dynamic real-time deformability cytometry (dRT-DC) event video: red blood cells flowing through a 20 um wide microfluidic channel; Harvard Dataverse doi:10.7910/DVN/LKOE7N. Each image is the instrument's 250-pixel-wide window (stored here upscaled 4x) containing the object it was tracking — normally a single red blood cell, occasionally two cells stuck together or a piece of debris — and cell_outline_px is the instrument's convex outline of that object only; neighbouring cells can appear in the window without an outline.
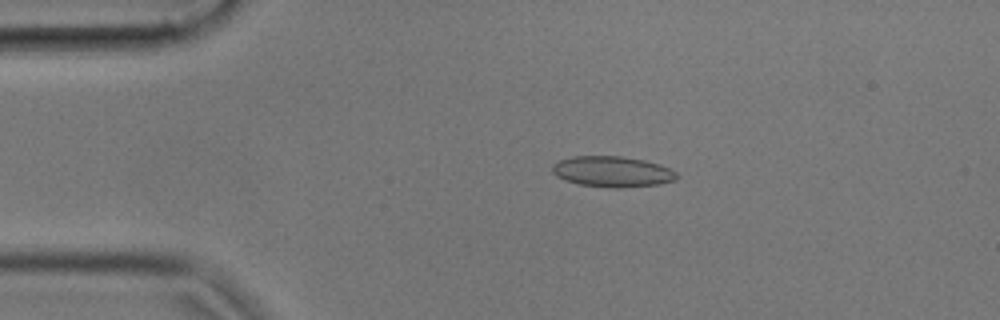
{"species": "common noctule bat (a hibernating species)", "species_latin": "Nyctalus noctula", "temperature_condition": "cold", "stored_images_in_passage": 31, "camera_frame_rate_fps": 3000, "um_per_image_px": 0.085, "animal": {"sex": "male", "body_mass_g": 17.9, "forearm_length_mm": 54.2}, "frame": {"image": 1, "passage_image": 6, "time_ms": 1.667, "image_size_px": [1000, 320], "cell_outline_px": [[680, 176], [676, 180], [660, 184], [620, 188], [608, 188], [580, 184], [556, 176], [552, 172], [552, 164], [560, 160], [572, 156], [620, 156], [644, 160], [660, 164], [676, 172]], "centroid_in_image_um": [52.07, 14.59], "position_along_channel_um": 32.9, "area_um2": 22.37}}
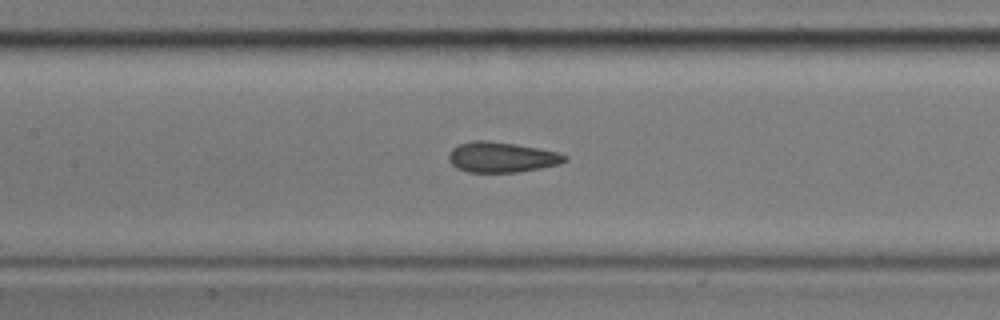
{"frame": {"image": 2, "passage_image": 20, "time_ms": 6.333, "image_size_px": [1000, 320], "cell_outline_px": [[568, 160], [560, 164], [520, 172], [468, 172], [456, 168], [448, 160], [448, 152], [452, 148], [460, 144], [472, 140], [484, 140], [516, 144], [540, 148], [556, 152], [568, 156]], "centroid_in_image_um": [42.63, 13.36], "position_along_channel_um": 164.8, "area_um2": 20.69}}
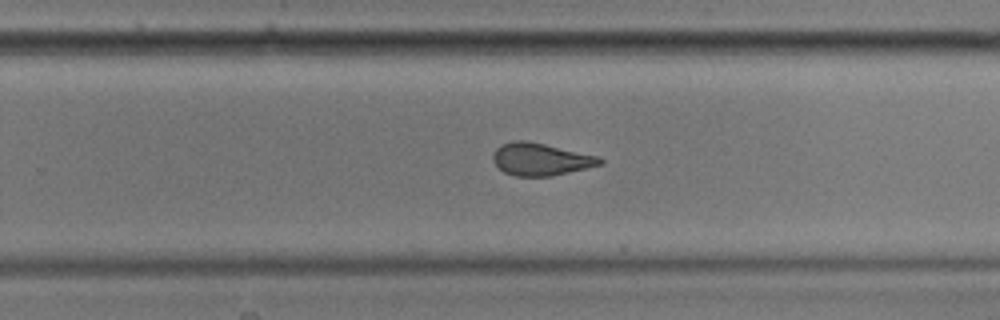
{"frame": {"image": 3, "passage_image": 30, "time_ms": 9.667, "image_size_px": [1000, 320], "cell_outline_px": [[604, 164], [552, 176], [516, 176], [504, 172], [492, 160], [492, 156], [496, 148], [500, 144], [512, 140], [528, 140], [600, 156], [604, 160]], "centroid_in_image_um": [45.98, 13.52], "position_along_channel_um": 283.8, "area_um2": 20.46}}